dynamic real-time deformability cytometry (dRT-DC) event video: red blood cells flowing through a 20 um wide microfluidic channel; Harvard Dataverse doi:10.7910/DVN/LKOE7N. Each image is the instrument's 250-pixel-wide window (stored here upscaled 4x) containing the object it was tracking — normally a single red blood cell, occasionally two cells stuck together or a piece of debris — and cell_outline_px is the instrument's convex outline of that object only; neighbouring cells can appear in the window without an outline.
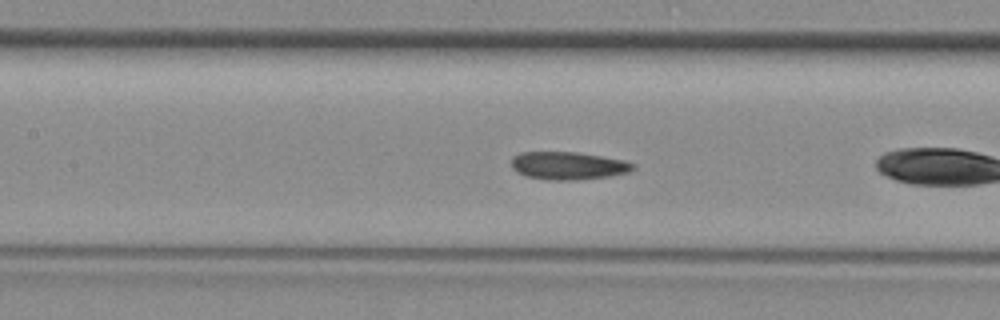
{"species": "common noctule bat (a hibernating species)", "species_latin": "Nyctalus noctula", "temperature_condition": "room temperature", "stored_images_in_passage": 12, "camera_frame_rate_fps": 3000, "um_per_image_px": 0.085, "animal": {"sex": "female", "body_mass_g": 29.2, "forearm_length_mm": 56.3}, "frame": {"image": 1, "passage_image": 7, "time_ms": 2.0, "image_size_px": [1000, 320], "cell_outline_px": [[636, 168], [628, 172], [608, 176], [576, 180], [548, 180], [524, 176], [516, 172], [512, 168], [512, 156], [520, 152], [576, 152], [624, 160], [636, 164]], "centroid_in_image_um": [48.27, 14.08], "position_along_channel_um": 159.1, "area_um2": 19.83}}
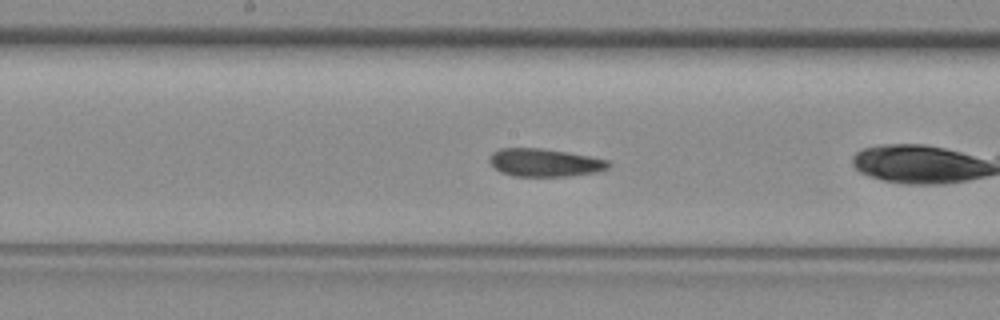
{"frame": {"image": 2, "passage_image": 10, "time_ms": 3.0, "image_size_px": [1000, 320], "cell_outline_px": [[612, 164], [608, 168], [600, 172], [568, 176], [512, 176], [500, 172], [488, 160], [488, 156], [492, 152], [500, 148], [540, 148], [568, 152], [592, 156], [608, 160]], "centroid_in_image_um": [46.32, 13.82], "position_along_channel_um": 201.9, "area_um2": 19.65}}